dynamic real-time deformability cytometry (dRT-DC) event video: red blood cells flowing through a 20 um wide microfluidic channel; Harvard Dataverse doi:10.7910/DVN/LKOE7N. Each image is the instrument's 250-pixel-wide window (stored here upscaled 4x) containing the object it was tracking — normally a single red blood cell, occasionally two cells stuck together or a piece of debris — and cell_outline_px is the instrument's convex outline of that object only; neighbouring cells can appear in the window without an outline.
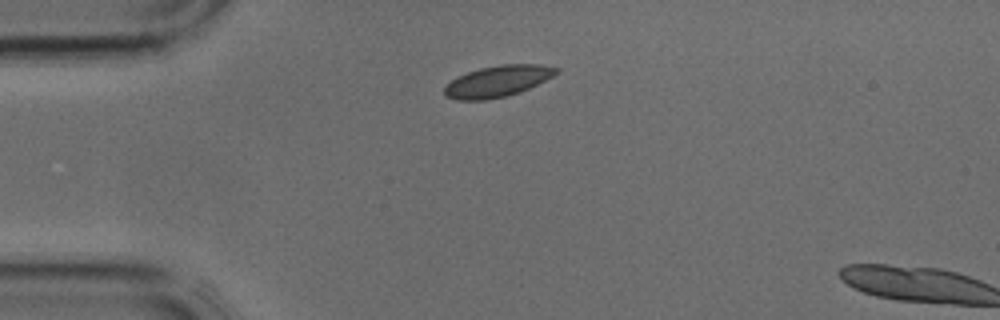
{"species": "common noctule bat (a hibernating species)", "species_latin": "Nyctalus noctula", "temperature_condition": "cold", "stored_images_in_passage": 2, "camera_frame_rate_fps": 3000, "um_per_image_px": 0.085, "animal": {"sex": "male", "body_mass_g": 17.9, "forearm_length_mm": 54.2}, "frame": {"image": 1, "passage_image": 1, "time_ms": 0.0, "image_size_px": [1000, 320], "cell_outline_px": [[560, 72], [520, 92], [504, 96], [484, 100], [456, 100], [444, 96], [444, 88], [456, 76], [480, 68], [500, 64], [540, 64], [560, 68]], "centroid_in_image_um": [42.28, 6.89], "position_along_channel_um": 42.7, "area_um2": 20.29}}